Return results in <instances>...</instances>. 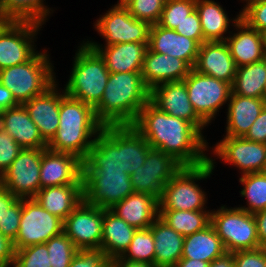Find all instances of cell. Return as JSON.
<instances>
[{
  "instance_id": "obj_11",
  "label": "cell",
  "mask_w": 266,
  "mask_h": 267,
  "mask_svg": "<svg viewBox=\"0 0 266 267\" xmlns=\"http://www.w3.org/2000/svg\"><path fill=\"white\" fill-rule=\"evenodd\" d=\"M183 167L173 156L151 148L145 163L130 175L134 193H146L159 200L166 183Z\"/></svg>"
},
{
  "instance_id": "obj_21",
  "label": "cell",
  "mask_w": 266,
  "mask_h": 267,
  "mask_svg": "<svg viewBox=\"0 0 266 267\" xmlns=\"http://www.w3.org/2000/svg\"><path fill=\"white\" fill-rule=\"evenodd\" d=\"M234 21L236 29L239 30L232 36H227L226 43L236 67L248 65L254 62L262 61L266 58V49L264 45L263 34L256 29L251 28L241 19V13L237 15Z\"/></svg>"
},
{
  "instance_id": "obj_23",
  "label": "cell",
  "mask_w": 266,
  "mask_h": 267,
  "mask_svg": "<svg viewBox=\"0 0 266 267\" xmlns=\"http://www.w3.org/2000/svg\"><path fill=\"white\" fill-rule=\"evenodd\" d=\"M56 85L55 81L42 94L23 104L47 143L54 137L59 127L61 92L57 91Z\"/></svg>"
},
{
  "instance_id": "obj_36",
  "label": "cell",
  "mask_w": 266,
  "mask_h": 267,
  "mask_svg": "<svg viewBox=\"0 0 266 267\" xmlns=\"http://www.w3.org/2000/svg\"><path fill=\"white\" fill-rule=\"evenodd\" d=\"M159 218L184 237L211 224V211L159 210Z\"/></svg>"
},
{
  "instance_id": "obj_42",
  "label": "cell",
  "mask_w": 266,
  "mask_h": 267,
  "mask_svg": "<svg viewBox=\"0 0 266 267\" xmlns=\"http://www.w3.org/2000/svg\"><path fill=\"white\" fill-rule=\"evenodd\" d=\"M14 267H51L46 244L15 250Z\"/></svg>"
},
{
  "instance_id": "obj_54",
  "label": "cell",
  "mask_w": 266,
  "mask_h": 267,
  "mask_svg": "<svg viewBox=\"0 0 266 267\" xmlns=\"http://www.w3.org/2000/svg\"><path fill=\"white\" fill-rule=\"evenodd\" d=\"M19 105L12 92L0 83V111Z\"/></svg>"
},
{
  "instance_id": "obj_20",
  "label": "cell",
  "mask_w": 266,
  "mask_h": 267,
  "mask_svg": "<svg viewBox=\"0 0 266 267\" xmlns=\"http://www.w3.org/2000/svg\"><path fill=\"white\" fill-rule=\"evenodd\" d=\"M193 69L232 86L237 67L226 41H205L199 46Z\"/></svg>"
},
{
  "instance_id": "obj_56",
  "label": "cell",
  "mask_w": 266,
  "mask_h": 267,
  "mask_svg": "<svg viewBox=\"0 0 266 267\" xmlns=\"http://www.w3.org/2000/svg\"><path fill=\"white\" fill-rule=\"evenodd\" d=\"M111 267H155V266L143 262H136L125 259H113L111 260Z\"/></svg>"
},
{
  "instance_id": "obj_59",
  "label": "cell",
  "mask_w": 266,
  "mask_h": 267,
  "mask_svg": "<svg viewBox=\"0 0 266 267\" xmlns=\"http://www.w3.org/2000/svg\"><path fill=\"white\" fill-rule=\"evenodd\" d=\"M134 0H119L118 4H116L115 6L117 7H127L130 3H132Z\"/></svg>"
},
{
  "instance_id": "obj_24",
  "label": "cell",
  "mask_w": 266,
  "mask_h": 267,
  "mask_svg": "<svg viewBox=\"0 0 266 267\" xmlns=\"http://www.w3.org/2000/svg\"><path fill=\"white\" fill-rule=\"evenodd\" d=\"M199 46L195 40L178 34L175 30L159 24L151 25L148 43L150 51L180 58L194 68Z\"/></svg>"
},
{
  "instance_id": "obj_7",
  "label": "cell",
  "mask_w": 266,
  "mask_h": 267,
  "mask_svg": "<svg viewBox=\"0 0 266 267\" xmlns=\"http://www.w3.org/2000/svg\"><path fill=\"white\" fill-rule=\"evenodd\" d=\"M211 224L226 252L260 247L254 215L245 210L221 206L217 211H211Z\"/></svg>"
},
{
  "instance_id": "obj_28",
  "label": "cell",
  "mask_w": 266,
  "mask_h": 267,
  "mask_svg": "<svg viewBox=\"0 0 266 267\" xmlns=\"http://www.w3.org/2000/svg\"><path fill=\"white\" fill-rule=\"evenodd\" d=\"M228 103L227 137H245L266 105L264 99L250 98L232 92Z\"/></svg>"
},
{
  "instance_id": "obj_51",
  "label": "cell",
  "mask_w": 266,
  "mask_h": 267,
  "mask_svg": "<svg viewBox=\"0 0 266 267\" xmlns=\"http://www.w3.org/2000/svg\"><path fill=\"white\" fill-rule=\"evenodd\" d=\"M14 255L13 241L0 233V267L13 265Z\"/></svg>"
},
{
  "instance_id": "obj_26",
  "label": "cell",
  "mask_w": 266,
  "mask_h": 267,
  "mask_svg": "<svg viewBox=\"0 0 266 267\" xmlns=\"http://www.w3.org/2000/svg\"><path fill=\"white\" fill-rule=\"evenodd\" d=\"M0 127L23 149H47V142L40 135L24 105L0 111Z\"/></svg>"
},
{
  "instance_id": "obj_48",
  "label": "cell",
  "mask_w": 266,
  "mask_h": 267,
  "mask_svg": "<svg viewBox=\"0 0 266 267\" xmlns=\"http://www.w3.org/2000/svg\"><path fill=\"white\" fill-rule=\"evenodd\" d=\"M235 267H266V248L233 252Z\"/></svg>"
},
{
  "instance_id": "obj_3",
  "label": "cell",
  "mask_w": 266,
  "mask_h": 267,
  "mask_svg": "<svg viewBox=\"0 0 266 267\" xmlns=\"http://www.w3.org/2000/svg\"><path fill=\"white\" fill-rule=\"evenodd\" d=\"M62 93L59 127L47 143V148L54 152L73 154L84 161L103 125L96 119L91 105L66 95L64 90ZM93 136L94 139L91 138Z\"/></svg>"
},
{
  "instance_id": "obj_41",
  "label": "cell",
  "mask_w": 266,
  "mask_h": 267,
  "mask_svg": "<svg viewBox=\"0 0 266 267\" xmlns=\"http://www.w3.org/2000/svg\"><path fill=\"white\" fill-rule=\"evenodd\" d=\"M196 6V0H166L158 24L175 30L188 17Z\"/></svg>"
},
{
  "instance_id": "obj_31",
  "label": "cell",
  "mask_w": 266,
  "mask_h": 267,
  "mask_svg": "<svg viewBox=\"0 0 266 267\" xmlns=\"http://www.w3.org/2000/svg\"><path fill=\"white\" fill-rule=\"evenodd\" d=\"M155 245V267L176 266L182 258L184 236L169 227L159 217L149 227Z\"/></svg>"
},
{
  "instance_id": "obj_50",
  "label": "cell",
  "mask_w": 266,
  "mask_h": 267,
  "mask_svg": "<svg viewBox=\"0 0 266 267\" xmlns=\"http://www.w3.org/2000/svg\"><path fill=\"white\" fill-rule=\"evenodd\" d=\"M244 138L249 141L266 144V105Z\"/></svg>"
},
{
  "instance_id": "obj_14",
  "label": "cell",
  "mask_w": 266,
  "mask_h": 267,
  "mask_svg": "<svg viewBox=\"0 0 266 267\" xmlns=\"http://www.w3.org/2000/svg\"><path fill=\"white\" fill-rule=\"evenodd\" d=\"M103 209L84 200L63 221V232L78 249H101Z\"/></svg>"
},
{
  "instance_id": "obj_49",
  "label": "cell",
  "mask_w": 266,
  "mask_h": 267,
  "mask_svg": "<svg viewBox=\"0 0 266 267\" xmlns=\"http://www.w3.org/2000/svg\"><path fill=\"white\" fill-rule=\"evenodd\" d=\"M175 31L178 34L195 40L199 45L205 42L196 9L178 25Z\"/></svg>"
},
{
  "instance_id": "obj_34",
  "label": "cell",
  "mask_w": 266,
  "mask_h": 267,
  "mask_svg": "<svg viewBox=\"0 0 266 267\" xmlns=\"http://www.w3.org/2000/svg\"><path fill=\"white\" fill-rule=\"evenodd\" d=\"M203 37L205 41H226L230 19L224 9L212 0H196Z\"/></svg>"
},
{
  "instance_id": "obj_32",
  "label": "cell",
  "mask_w": 266,
  "mask_h": 267,
  "mask_svg": "<svg viewBox=\"0 0 266 267\" xmlns=\"http://www.w3.org/2000/svg\"><path fill=\"white\" fill-rule=\"evenodd\" d=\"M226 252L212 224L184 237L182 258L211 263Z\"/></svg>"
},
{
  "instance_id": "obj_47",
  "label": "cell",
  "mask_w": 266,
  "mask_h": 267,
  "mask_svg": "<svg viewBox=\"0 0 266 267\" xmlns=\"http://www.w3.org/2000/svg\"><path fill=\"white\" fill-rule=\"evenodd\" d=\"M23 148L0 127V176L17 158Z\"/></svg>"
},
{
  "instance_id": "obj_58",
  "label": "cell",
  "mask_w": 266,
  "mask_h": 267,
  "mask_svg": "<svg viewBox=\"0 0 266 267\" xmlns=\"http://www.w3.org/2000/svg\"><path fill=\"white\" fill-rule=\"evenodd\" d=\"M11 22L12 20L8 16L2 15L0 13V34Z\"/></svg>"
},
{
  "instance_id": "obj_39",
  "label": "cell",
  "mask_w": 266,
  "mask_h": 267,
  "mask_svg": "<svg viewBox=\"0 0 266 267\" xmlns=\"http://www.w3.org/2000/svg\"><path fill=\"white\" fill-rule=\"evenodd\" d=\"M116 259L143 262L155 266V245L151 229H137L125 253Z\"/></svg>"
},
{
  "instance_id": "obj_57",
  "label": "cell",
  "mask_w": 266,
  "mask_h": 267,
  "mask_svg": "<svg viewBox=\"0 0 266 267\" xmlns=\"http://www.w3.org/2000/svg\"><path fill=\"white\" fill-rule=\"evenodd\" d=\"M209 262L189 258H181L176 267H209Z\"/></svg>"
},
{
  "instance_id": "obj_2",
  "label": "cell",
  "mask_w": 266,
  "mask_h": 267,
  "mask_svg": "<svg viewBox=\"0 0 266 267\" xmlns=\"http://www.w3.org/2000/svg\"><path fill=\"white\" fill-rule=\"evenodd\" d=\"M150 100L141 72L110 73L101 101L94 107L103 126L132 125Z\"/></svg>"
},
{
  "instance_id": "obj_61",
  "label": "cell",
  "mask_w": 266,
  "mask_h": 267,
  "mask_svg": "<svg viewBox=\"0 0 266 267\" xmlns=\"http://www.w3.org/2000/svg\"><path fill=\"white\" fill-rule=\"evenodd\" d=\"M263 38H264V45H265V49H266V32L263 33Z\"/></svg>"
},
{
  "instance_id": "obj_22",
  "label": "cell",
  "mask_w": 266,
  "mask_h": 267,
  "mask_svg": "<svg viewBox=\"0 0 266 267\" xmlns=\"http://www.w3.org/2000/svg\"><path fill=\"white\" fill-rule=\"evenodd\" d=\"M192 68L182 59L147 49L142 67V79L149 90L155 86L183 81Z\"/></svg>"
},
{
  "instance_id": "obj_1",
  "label": "cell",
  "mask_w": 266,
  "mask_h": 267,
  "mask_svg": "<svg viewBox=\"0 0 266 267\" xmlns=\"http://www.w3.org/2000/svg\"><path fill=\"white\" fill-rule=\"evenodd\" d=\"M132 126L153 149L173 156L184 167L200 166L209 160L202 133L192 123L161 111L150 100Z\"/></svg>"
},
{
  "instance_id": "obj_43",
  "label": "cell",
  "mask_w": 266,
  "mask_h": 267,
  "mask_svg": "<svg viewBox=\"0 0 266 267\" xmlns=\"http://www.w3.org/2000/svg\"><path fill=\"white\" fill-rule=\"evenodd\" d=\"M166 0H134L126 8L130 14L150 25L158 24Z\"/></svg>"
},
{
  "instance_id": "obj_12",
  "label": "cell",
  "mask_w": 266,
  "mask_h": 267,
  "mask_svg": "<svg viewBox=\"0 0 266 267\" xmlns=\"http://www.w3.org/2000/svg\"><path fill=\"white\" fill-rule=\"evenodd\" d=\"M42 149H22L1 174L0 185L19 199L34 198L40 190Z\"/></svg>"
},
{
  "instance_id": "obj_40",
  "label": "cell",
  "mask_w": 266,
  "mask_h": 267,
  "mask_svg": "<svg viewBox=\"0 0 266 267\" xmlns=\"http://www.w3.org/2000/svg\"><path fill=\"white\" fill-rule=\"evenodd\" d=\"M45 244L51 267H69L78 251L73 241L64 232L50 238Z\"/></svg>"
},
{
  "instance_id": "obj_46",
  "label": "cell",
  "mask_w": 266,
  "mask_h": 267,
  "mask_svg": "<svg viewBox=\"0 0 266 267\" xmlns=\"http://www.w3.org/2000/svg\"><path fill=\"white\" fill-rule=\"evenodd\" d=\"M22 213V199H18L5 213L0 221V233L14 241L19 232Z\"/></svg>"
},
{
  "instance_id": "obj_17",
  "label": "cell",
  "mask_w": 266,
  "mask_h": 267,
  "mask_svg": "<svg viewBox=\"0 0 266 267\" xmlns=\"http://www.w3.org/2000/svg\"><path fill=\"white\" fill-rule=\"evenodd\" d=\"M83 161L70 153L42 149L40 189L61 185H83Z\"/></svg>"
},
{
  "instance_id": "obj_27",
  "label": "cell",
  "mask_w": 266,
  "mask_h": 267,
  "mask_svg": "<svg viewBox=\"0 0 266 267\" xmlns=\"http://www.w3.org/2000/svg\"><path fill=\"white\" fill-rule=\"evenodd\" d=\"M110 210L136 229H147L159 217V200L146 193H132Z\"/></svg>"
},
{
  "instance_id": "obj_55",
  "label": "cell",
  "mask_w": 266,
  "mask_h": 267,
  "mask_svg": "<svg viewBox=\"0 0 266 267\" xmlns=\"http://www.w3.org/2000/svg\"><path fill=\"white\" fill-rule=\"evenodd\" d=\"M209 267H235L233 253L225 252L222 256L213 260Z\"/></svg>"
},
{
  "instance_id": "obj_10",
  "label": "cell",
  "mask_w": 266,
  "mask_h": 267,
  "mask_svg": "<svg viewBox=\"0 0 266 267\" xmlns=\"http://www.w3.org/2000/svg\"><path fill=\"white\" fill-rule=\"evenodd\" d=\"M183 81L194 111L208 125L221 106L229 101L231 85L193 68Z\"/></svg>"
},
{
  "instance_id": "obj_35",
  "label": "cell",
  "mask_w": 266,
  "mask_h": 267,
  "mask_svg": "<svg viewBox=\"0 0 266 267\" xmlns=\"http://www.w3.org/2000/svg\"><path fill=\"white\" fill-rule=\"evenodd\" d=\"M152 147L132 126L122 125V161L123 171L133 174L145 163L147 153Z\"/></svg>"
},
{
  "instance_id": "obj_25",
  "label": "cell",
  "mask_w": 266,
  "mask_h": 267,
  "mask_svg": "<svg viewBox=\"0 0 266 267\" xmlns=\"http://www.w3.org/2000/svg\"><path fill=\"white\" fill-rule=\"evenodd\" d=\"M105 62L109 73L141 72L148 43H117L101 47L96 42H86Z\"/></svg>"
},
{
  "instance_id": "obj_52",
  "label": "cell",
  "mask_w": 266,
  "mask_h": 267,
  "mask_svg": "<svg viewBox=\"0 0 266 267\" xmlns=\"http://www.w3.org/2000/svg\"><path fill=\"white\" fill-rule=\"evenodd\" d=\"M254 215L260 247L266 248V209Z\"/></svg>"
},
{
  "instance_id": "obj_44",
  "label": "cell",
  "mask_w": 266,
  "mask_h": 267,
  "mask_svg": "<svg viewBox=\"0 0 266 267\" xmlns=\"http://www.w3.org/2000/svg\"><path fill=\"white\" fill-rule=\"evenodd\" d=\"M69 267H111L102 249H78Z\"/></svg>"
},
{
  "instance_id": "obj_29",
  "label": "cell",
  "mask_w": 266,
  "mask_h": 267,
  "mask_svg": "<svg viewBox=\"0 0 266 267\" xmlns=\"http://www.w3.org/2000/svg\"><path fill=\"white\" fill-rule=\"evenodd\" d=\"M101 249L110 260L121 257L133 239L136 228L110 209H103Z\"/></svg>"
},
{
  "instance_id": "obj_37",
  "label": "cell",
  "mask_w": 266,
  "mask_h": 267,
  "mask_svg": "<svg viewBox=\"0 0 266 267\" xmlns=\"http://www.w3.org/2000/svg\"><path fill=\"white\" fill-rule=\"evenodd\" d=\"M50 9L44 6L43 0H2L1 14L12 21H31L45 23Z\"/></svg>"
},
{
  "instance_id": "obj_15",
  "label": "cell",
  "mask_w": 266,
  "mask_h": 267,
  "mask_svg": "<svg viewBox=\"0 0 266 267\" xmlns=\"http://www.w3.org/2000/svg\"><path fill=\"white\" fill-rule=\"evenodd\" d=\"M42 24L12 21L0 34V70L30 60L36 53L33 38Z\"/></svg>"
},
{
  "instance_id": "obj_8",
  "label": "cell",
  "mask_w": 266,
  "mask_h": 267,
  "mask_svg": "<svg viewBox=\"0 0 266 267\" xmlns=\"http://www.w3.org/2000/svg\"><path fill=\"white\" fill-rule=\"evenodd\" d=\"M83 200L102 209L134 193L130 175L124 171L82 170Z\"/></svg>"
},
{
  "instance_id": "obj_9",
  "label": "cell",
  "mask_w": 266,
  "mask_h": 267,
  "mask_svg": "<svg viewBox=\"0 0 266 267\" xmlns=\"http://www.w3.org/2000/svg\"><path fill=\"white\" fill-rule=\"evenodd\" d=\"M63 232V221L44 209L35 198H22L19 232L14 250L44 244Z\"/></svg>"
},
{
  "instance_id": "obj_53",
  "label": "cell",
  "mask_w": 266,
  "mask_h": 267,
  "mask_svg": "<svg viewBox=\"0 0 266 267\" xmlns=\"http://www.w3.org/2000/svg\"><path fill=\"white\" fill-rule=\"evenodd\" d=\"M19 198L14 196L11 192L6 190L0 185V221L6 211L18 200Z\"/></svg>"
},
{
  "instance_id": "obj_16",
  "label": "cell",
  "mask_w": 266,
  "mask_h": 267,
  "mask_svg": "<svg viewBox=\"0 0 266 267\" xmlns=\"http://www.w3.org/2000/svg\"><path fill=\"white\" fill-rule=\"evenodd\" d=\"M214 154L242 170L243 174L264 172L266 144L246 140L244 137H227L217 143Z\"/></svg>"
},
{
  "instance_id": "obj_63",
  "label": "cell",
  "mask_w": 266,
  "mask_h": 267,
  "mask_svg": "<svg viewBox=\"0 0 266 267\" xmlns=\"http://www.w3.org/2000/svg\"><path fill=\"white\" fill-rule=\"evenodd\" d=\"M1 5H2V0H0V13H1Z\"/></svg>"
},
{
  "instance_id": "obj_60",
  "label": "cell",
  "mask_w": 266,
  "mask_h": 267,
  "mask_svg": "<svg viewBox=\"0 0 266 267\" xmlns=\"http://www.w3.org/2000/svg\"><path fill=\"white\" fill-rule=\"evenodd\" d=\"M259 1H265V0H246L247 3H246L245 7H247L249 4H253V3H256V2H259Z\"/></svg>"
},
{
  "instance_id": "obj_5",
  "label": "cell",
  "mask_w": 266,
  "mask_h": 267,
  "mask_svg": "<svg viewBox=\"0 0 266 267\" xmlns=\"http://www.w3.org/2000/svg\"><path fill=\"white\" fill-rule=\"evenodd\" d=\"M49 55L36 53L25 63L0 70V83L8 88L19 105L42 94L54 82Z\"/></svg>"
},
{
  "instance_id": "obj_4",
  "label": "cell",
  "mask_w": 266,
  "mask_h": 267,
  "mask_svg": "<svg viewBox=\"0 0 266 267\" xmlns=\"http://www.w3.org/2000/svg\"><path fill=\"white\" fill-rule=\"evenodd\" d=\"M81 45L64 92L94 108L101 101L110 73L95 49L86 42Z\"/></svg>"
},
{
  "instance_id": "obj_13",
  "label": "cell",
  "mask_w": 266,
  "mask_h": 267,
  "mask_svg": "<svg viewBox=\"0 0 266 267\" xmlns=\"http://www.w3.org/2000/svg\"><path fill=\"white\" fill-rule=\"evenodd\" d=\"M95 23L106 46L117 43H149L151 25L134 18L126 7L114 6Z\"/></svg>"
},
{
  "instance_id": "obj_30",
  "label": "cell",
  "mask_w": 266,
  "mask_h": 267,
  "mask_svg": "<svg viewBox=\"0 0 266 267\" xmlns=\"http://www.w3.org/2000/svg\"><path fill=\"white\" fill-rule=\"evenodd\" d=\"M34 198L49 213L64 221L83 200V185L41 188Z\"/></svg>"
},
{
  "instance_id": "obj_45",
  "label": "cell",
  "mask_w": 266,
  "mask_h": 267,
  "mask_svg": "<svg viewBox=\"0 0 266 267\" xmlns=\"http://www.w3.org/2000/svg\"><path fill=\"white\" fill-rule=\"evenodd\" d=\"M240 13L241 19L251 28L256 29L261 34L266 32V0L249 4Z\"/></svg>"
},
{
  "instance_id": "obj_33",
  "label": "cell",
  "mask_w": 266,
  "mask_h": 267,
  "mask_svg": "<svg viewBox=\"0 0 266 267\" xmlns=\"http://www.w3.org/2000/svg\"><path fill=\"white\" fill-rule=\"evenodd\" d=\"M231 88L233 94L263 99L266 89V58L237 67Z\"/></svg>"
},
{
  "instance_id": "obj_19",
  "label": "cell",
  "mask_w": 266,
  "mask_h": 267,
  "mask_svg": "<svg viewBox=\"0 0 266 267\" xmlns=\"http://www.w3.org/2000/svg\"><path fill=\"white\" fill-rule=\"evenodd\" d=\"M82 170L123 171L122 126H103Z\"/></svg>"
},
{
  "instance_id": "obj_62",
  "label": "cell",
  "mask_w": 266,
  "mask_h": 267,
  "mask_svg": "<svg viewBox=\"0 0 266 267\" xmlns=\"http://www.w3.org/2000/svg\"><path fill=\"white\" fill-rule=\"evenodd\" d=\"M265 103H266V89H265V93H264V97H263Z\"/></svg>"
},
{
  "instance_id": "obj_18",
  "label": "cell",
  "mask_w": 266,
  "mask_h": 267,
  "mask_svg": "<svg viewBox=\"0 0 266 267\" xmlns=\"http://www.w3.org/2000/svg\"><path fill=\"white\" fill-rule=\"evenodd\" d=\"M150 101L170 116L192 123L201 133L207 125L194 111L184 81L167 82L150 90Z\"/></svg>"
},
{
  "instance_id": "obj_38",
  "label": "cell",
  "mask_w": 266,
  "mask_h": 267,
  "mask_svg": "<svg viewBox=\"0 0 266 267\" xmlns=\"http://www.w3.org/2000/svg\"><path fill=\"white\" fill-rule=\"evenodd\" d=\"M244 185L240 194L246 197L248 207H238L250 214H255L266 209V173H248L239 178Z\"/></svg>"
},
{
  "instance_id": "obj_6",
  "label": "cell",
  "mask_w": 266,
  "mask_h": 267,
  "mask_svg": "<svg viewBox=\"0 0 266 267\" xmlns=\"http://www.w3.org/2000/svg\"><path fill=\"white\" fill-rule=\"evenodd\" d=\"M214 167L211 158L200 166L183 167L163 188L159 210H204L206 194L195 180L210 177Z\"/></svg>"
}]
</instances>
